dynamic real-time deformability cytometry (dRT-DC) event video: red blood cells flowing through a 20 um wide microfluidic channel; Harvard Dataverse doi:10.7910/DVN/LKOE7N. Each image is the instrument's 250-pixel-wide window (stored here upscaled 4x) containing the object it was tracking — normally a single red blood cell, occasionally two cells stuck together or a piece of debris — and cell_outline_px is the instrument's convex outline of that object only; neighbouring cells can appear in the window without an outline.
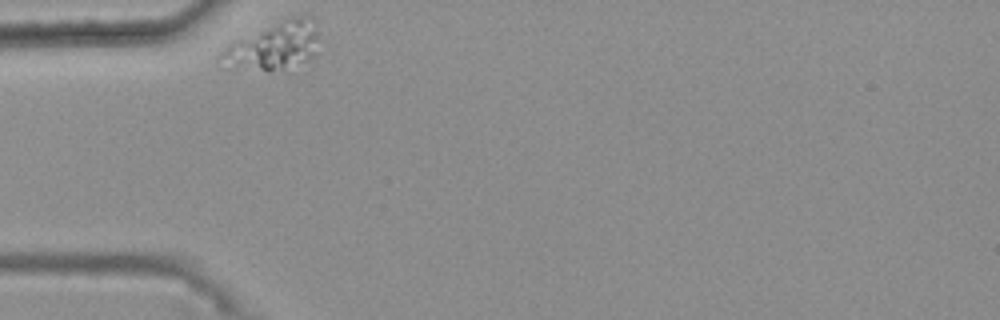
{"species": "common noctule bat (a hibernating species)", "species_latin": "Nyctalus noctula", "temperature_condition": "warm", "stored_images_in_passage": 45, "camera_frame_rate_fps": 3000, "um_per_image_px": 0.085, "animal": {"sex": "female", "body_mass_g": 25.1}, "frame": {"image": 1, "passage_image": 1, "time_ms": 0.0, "image_size_px": [1000, 320], "cell_outline_px": [[320, 36], [312, 56], [308, 60], [268, 72], [220, 56], [220, 52], [228, 44], [288, 16], [300, 12], [312, 16]], "centroid_in_image_um": [23.5, 3.75], "position_along_channel_um": 61.5, "area_um2": 25.89}}
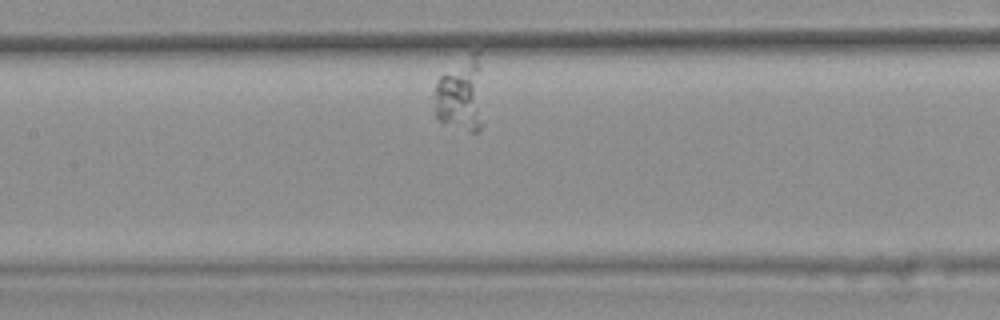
{"frame": {"image": 2, "passage_image": 12, "time_ms": 3.667, "image_size_px": [1000, 320], "cell_outline_px": [[484, 124], [476, 132], [468, 132], [440, 120], [436, 116], [432, 96], [436, 84], [440, 76], [472, 52], [480, 48]], "centroid_in_image_um": [39.21, 8.05], "position_along_channel_um": 168.2, "area_um2": 21.91}}
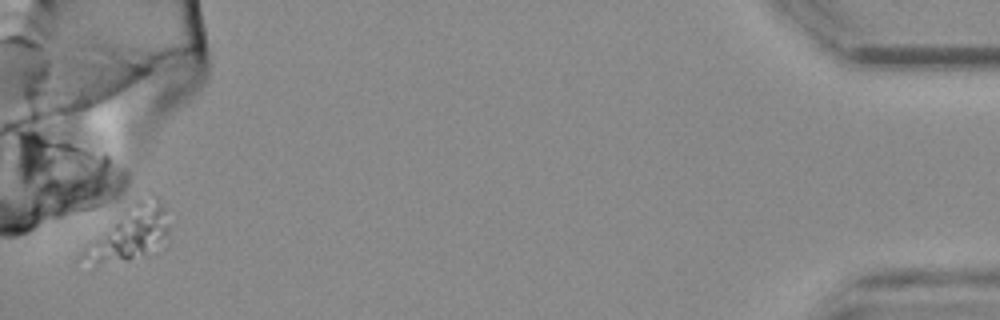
{"frame": {"image": 3, "passage_image": 45, "time_ms": 14.667, "image_size_px": [1000, 320], "cell_outline_px": [[168, 236], [144, 252], [128, 260], [92, 268], [76, 260], [84, 244], [88, 240], [136, 200], [152, 196], [156, 196], [160, 200], [168, 228]], "centroid_in_image_um": [10.78, 19.93], "position_along_channel_um": 424.4, "area_um2": 26.59}}